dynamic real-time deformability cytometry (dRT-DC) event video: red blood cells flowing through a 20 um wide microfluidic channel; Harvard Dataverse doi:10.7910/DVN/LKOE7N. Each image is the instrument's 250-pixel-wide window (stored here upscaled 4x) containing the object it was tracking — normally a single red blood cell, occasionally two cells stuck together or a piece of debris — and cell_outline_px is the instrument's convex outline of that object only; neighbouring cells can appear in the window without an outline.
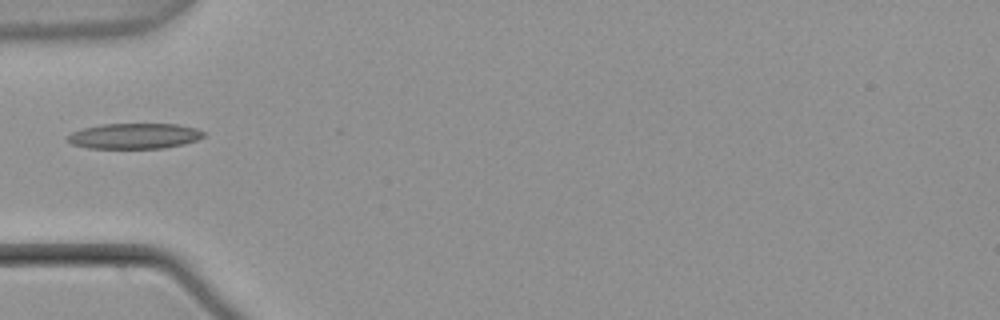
{"species": "common noctule bat (a hibernating species)", "species_latin": "Nyctalus noctula", "temperature_condition": "warm", "stored_images_in_passage": 37, "camera_frame_rate_fps": 3000, "um_per_image_px": 0.085, "animal": {"sex": "male", "body_mass_g": 21.5, "forearm_length_mm": 52.0}, "frame": {"image": 1, "passage_image": 1, "time_ms": 0.0, "image_size_px": [1000, 320], "cell_outline_px": [[204, 136], [196, 140], [184, 144], [164, 148], [88, 148], [72, 144], [64, 140], [72, 132], [84, 128], [100, 124], [176, 124], [196, 128], [204, 132]], "centroid_in_image_um": [11.4, 11.56], "position_along_channel_um": 73.6, "area_um2": 20.23}}
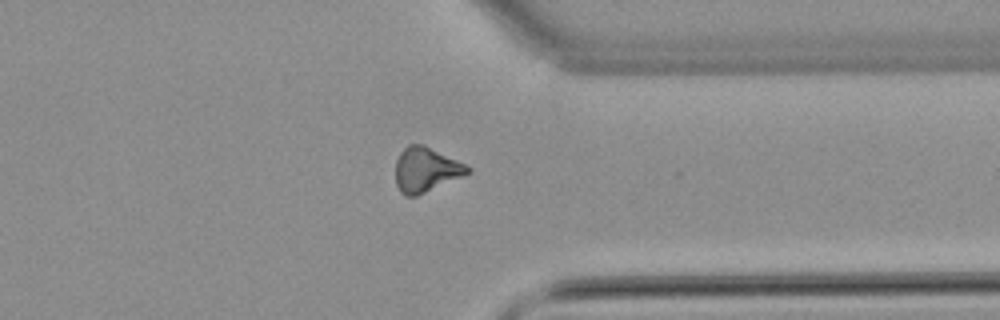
{"frame": {"image": 2, "passage_image": 25, "time_ms": 8.0, "image_size_px": [1000, 320], "cell_outline_px": [[472, 172], [416, 196], [404, 196], [400, 192], [396, 184], [396, 160], [400, 152], [408, 144], [424, 144], [472, 168]], "centroid_in_image_um": [36.18, 14.42], "position_along_channel_um": 375.2, "area_um2": 18.67}}
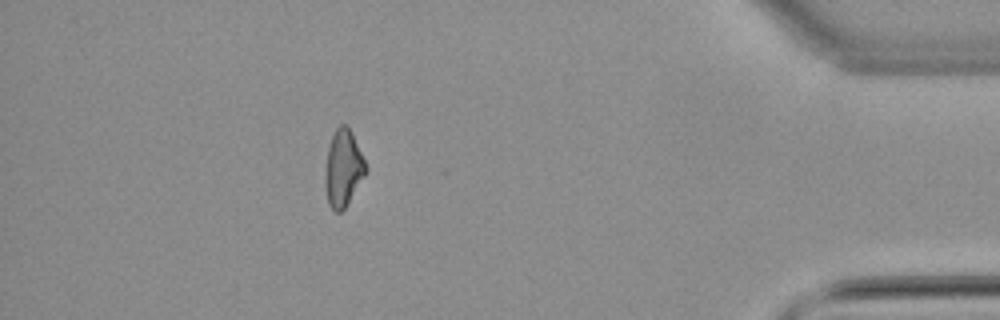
{"frame": {"image": 3, "passage_image": 31, "time_ms": 10.0, "image_size_px": [1000, 320], "cell_outline_px": [[368, 168], [364, 176], [344, 208], [340, 212], [336, 212], [328, 204], [324, 184], [324, 168], [328, 148], [332, 136], [336, 128], [340, 124], [344, 124], [352, 132]], "centroid_in_image_um": [29.14, 14.29], "position_along_channel_um": 406.1, "area_um2": 18.09}}